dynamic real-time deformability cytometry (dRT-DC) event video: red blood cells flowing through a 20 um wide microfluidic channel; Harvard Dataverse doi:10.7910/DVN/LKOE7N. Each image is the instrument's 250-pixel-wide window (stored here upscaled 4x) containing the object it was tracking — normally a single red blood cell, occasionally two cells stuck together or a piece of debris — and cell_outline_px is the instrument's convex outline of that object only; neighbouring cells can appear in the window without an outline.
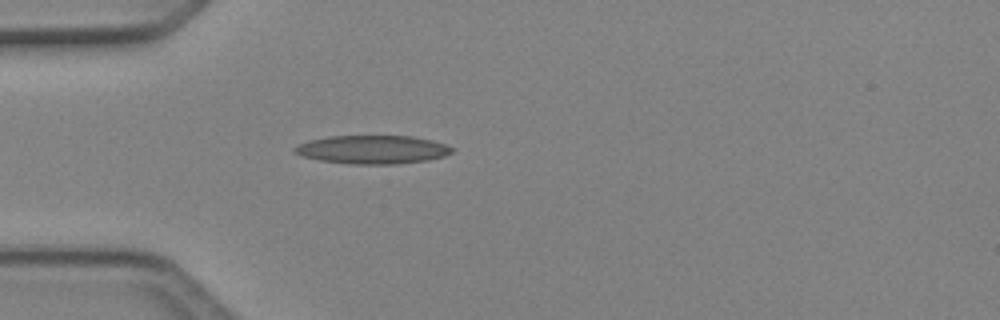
{"species": "Egyptian fruit bat (a non-hibernating species)", "species_latin": "Rousettus aegyptiacus", "temperature_condition": "cold", "stored_images_in_passage": 1, "camera_frame_rate_fps": 3000, "um_per_image_px": 0.085, "animal": {"sex": "female"}, "frame": {"image": 1, "passage_image": 1, "time_ms": 0.0, "image_size_px": [1000, 320], "cell_outline_px": [[456, 148], [452, 152], [444, 156], [428, 160], [396, 164], [348, 164], [320, 160], [300, 156], [292, 152], [292, 148], [296, 144], [308, 140], [328, 136], [412, 136], [432, 140]], "centroid_in_image_um": [31.61, 12.71], "position_along_channel_um": 53.4, "area_um2": 26.41}}